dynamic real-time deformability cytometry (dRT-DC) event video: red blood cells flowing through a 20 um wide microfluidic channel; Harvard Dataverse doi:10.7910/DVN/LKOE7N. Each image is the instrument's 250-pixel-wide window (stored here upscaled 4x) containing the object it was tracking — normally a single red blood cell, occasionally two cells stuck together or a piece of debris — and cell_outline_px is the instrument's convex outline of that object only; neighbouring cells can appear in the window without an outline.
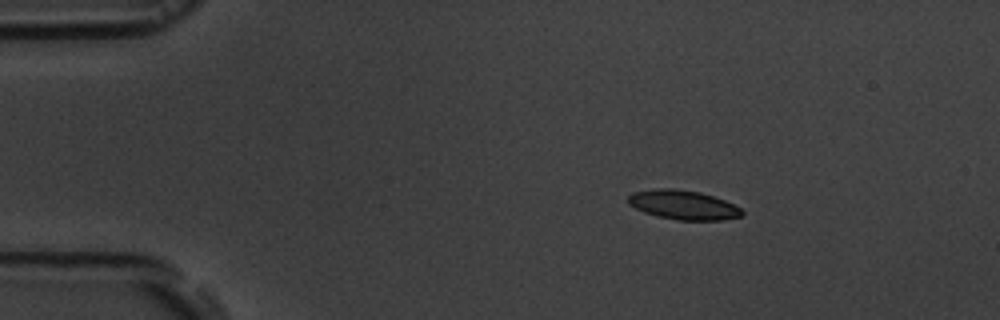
{"species": "common noctule bat (a hibernating species)", "species_latin": "Nyctalus noctula", "temperature_condition": "room temperature", "stored_images_in_passage": 4, "camera_frame_rate_fps": 3000, "um_per_image_px": 0.085, "animal": {"sex": "male", "body_mass_g": 19.5, "forearm_length_mm": 54.6}, "frame": {"image": 1, "passage_image": 2, "time_ms": 1.333, "image_size_px": [1000, 320], "cell_outline_px": [[744, 216], [724, 220], [676, 220], [656, 216], [644, 212], [628, 204], [628, 196], [632, 192], [656, 188], [672, 188], [700, 192], [724, 200], [740, 208], [744, 212]], "centroid_in_image_um": [58.07, 17.42], "position_along_channel_um": 26.9, "area_um2": 19.54}}